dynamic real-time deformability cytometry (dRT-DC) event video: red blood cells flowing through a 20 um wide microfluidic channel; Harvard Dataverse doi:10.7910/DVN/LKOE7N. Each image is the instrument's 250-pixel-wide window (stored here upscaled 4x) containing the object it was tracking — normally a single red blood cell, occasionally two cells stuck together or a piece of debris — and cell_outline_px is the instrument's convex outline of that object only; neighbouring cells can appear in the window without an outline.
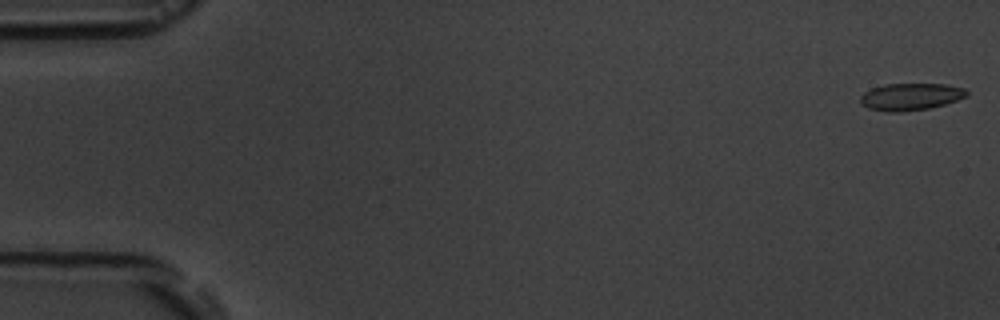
{"species": "common noctule bat (a hibernating species)", "species_latin": "Nyctalus noctula", "temperature_condition": "room temperature", "stored_images_in_passage": 5, "camera_frame_rate_fps": 3000, "um_per_image_px": 0.085, "animal": {"sex": "male", "body_mass_g": 19.5, "forearm_length_mm": 54.6}, "frame": {"image": 1, "passage_image": 1, "time_ms": 0.0, "image_size_px": [1000, 320], "cell_outline_px": [[968, 96], [944, 104], [928, 108], [900, 112], [888, 112], [868, 108], [860, 104], [860, 96], [864, 92], [872, 88], [884, 84], [944, 84], [964, 88], [968, 92]], "centroid_in_image_um": [77.37, 8.22], "position_along_channel_um": 7.6, "area_um2": 16.76}}
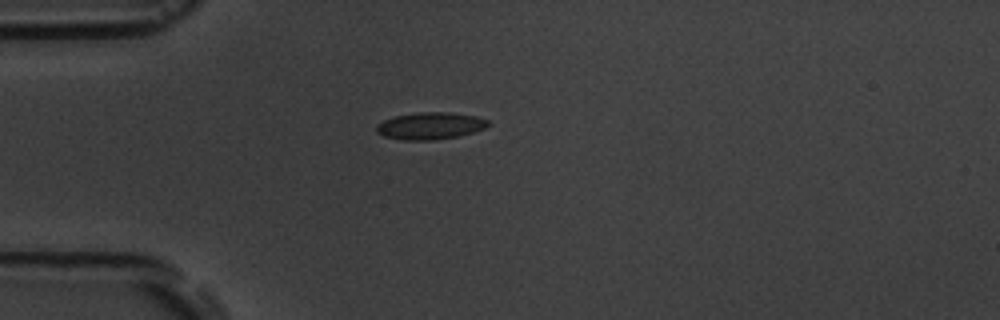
{"frame": {"image": 2, "passage_image": 5, "time_ms": 4.667, "image_size_px": [1000, 320], "cell_outline_px": [[488, 124], [484, 128], [472, 132], [456, 136], [436, 140], [400, 140], [384, 136], [376, 132], [376, 124], [384, 120], [396, 116], [420, 112], [448, 112], [476, 116], [488, 120]], "centroid_in_image_um": [36.52, 10.7], "position_along_channel_um": 48.5, "area_um2": 17.46}}